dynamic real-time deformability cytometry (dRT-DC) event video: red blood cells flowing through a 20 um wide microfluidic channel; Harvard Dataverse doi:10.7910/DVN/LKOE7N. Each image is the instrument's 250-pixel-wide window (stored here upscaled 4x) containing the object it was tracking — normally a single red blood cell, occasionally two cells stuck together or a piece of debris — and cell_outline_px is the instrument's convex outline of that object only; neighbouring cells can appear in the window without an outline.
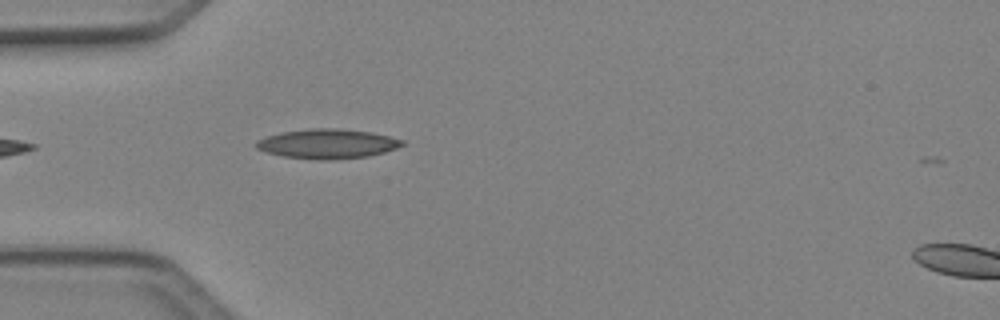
{"species": "Egyptian fruit bat (a non-hibernating species)", "species_latin": "Rousettus aegyptiacus", "temperature_condition": "cold", "stored_images_in_passage": 3, "segment_of_instrument_passage": [1, 2], "camera_frame_rate_fps": 3000, "um_per_image_px": 0.085, "animal": {"sex": "female"}, "frame": {"image": 1, "passage_image": 2, "time_ms": 0.333, "image_size_px": [1000, 320], "cell_outline_px": [[404, 144], [396, 148], [384, 152], [368, 156], [324, 160], [320, 160], [284, 156], [268, 152], [256, 148], [256, 140], [280, 132], [308, 128], [336, 128], [372, 132], [404, 140]], "centroid_in_image_um": [27.83, 12.21], "position_along_channel_um": 57.2, "area_um2": 24.97}}